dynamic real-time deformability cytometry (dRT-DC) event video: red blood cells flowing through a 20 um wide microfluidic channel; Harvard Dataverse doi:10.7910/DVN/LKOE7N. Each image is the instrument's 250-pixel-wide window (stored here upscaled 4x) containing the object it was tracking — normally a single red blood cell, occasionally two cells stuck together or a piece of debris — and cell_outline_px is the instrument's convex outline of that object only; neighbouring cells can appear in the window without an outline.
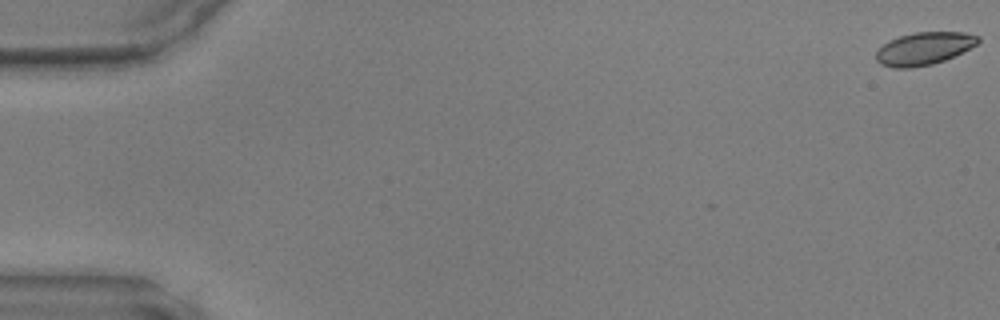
{"species": "common noctule bat (a hibernating species)", "species_latin": "Nyctalus noctula", "temperature_condition": "warm", "stored_images_in_passage": 9, "camera_frame_rate_fps": 3000, "um_per_image_px": 0.085, "animal": {"sex": "male", "body_mass_g": 17.9, "forearm_length_mm": 54.2}, "frame": {"image": 1, "passage_image": 1, "time_ms": 0.0, "image_size_px": [1000, 320], "cell_outline_px": [[980, 40], [976, 44], [944, 60], [932, 64], [912, 68], [892, 68], [880, 64], [876, 60], [876, 52], [884, 44], [900, 36], [916, 32], [964, 32], [980, 36]], "centroid_in_image_um": [78.52, 4.13], "position_along_channel_um": 6.5, "area_um2": 19.13}}